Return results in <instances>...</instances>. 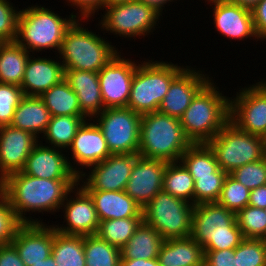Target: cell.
Listing matches in <instances>:
<instances>
[{
  "label": "cell",
  "mask_w": 266,
  "mask_h": 266,
  "mask_svg": "<svg viewBox=\"0 0 266 266\" xmlns=\"http://www.w3.org/2000/svg\"><path fill=\"white\" fill-rule=\"evenodd\" d=\"M207 144L213 150L219 168L228 174L266 156L263 137L241 131L231 121Z\"/></svg>",
  "instance_id": "ba28073f"
},
{
  "label": "cell",
  "mask_w": 266,
  "mask_h": 266,
  "mask_svg": "<svg viewBox=\"0 0 266 266\" xmlns=\"http://www.w3.org/2000/svg\"><path fill=\"white\" fill-rule=\"evenodd\" d=\"M252 19L258 40L266 41V0H261L252 10Z\"/></svg>",
  "instance_id": "7dc6e473"
},
{
  "label": "cell",
  "mask_w": 266,
  "mask_h": 266,
  "mask_svg": "<svg viewBox=\"0 0 266 266\" xmlns=\"http://www.w3.org/2000/svg\"><path fill=\"white\" fill-rule=\"evenodd\" d=\"M98 27L103 33H113L128 38L147 36L156 30L162 16L153 7L134 0L104 7Z\"/></svg>",
  "instance_id": "30bf717a"
},
{
  "label": "cell",
  "mask_w": 266,
  "mask_h": 266,
  "mask_svg": "<svg viewBox=\"0 0 266 266\" xmlns=\"http://www.w3.org/2000/svg\"><path fill=\"white\" fill-rule=\"evenodd\" d=\"M122 57V58H121ZM138 64L119 51L99 72V85L104 108L127 107L132 79Z\"/></svg>",
  "instance_id": "5bb4252c"
},
{
  "label": "cell",
  "mask_w": 266,
  "mask_h": 266,
  "mask_svg": "<svg viewBox=\"0 0 266 266\" xmlns=\"http://www.w3.org/2000/svg\"><path fill=\"white\" fill-rule=\"evenodd\" d=\"M160 266H204L203 247L190 236L162 242L157 256Z\"/></svg>",
  "instance_id": "484cf974"
},
{
  "label": "cell",
  "mask_w": 266,
  "mask_h": 266,
  "mask_svg": "<svg viewBox=\"0 0 266 266\" xmlns=\"http://www.w3.org/2000/svg\"><path fill=\"white\" fill-rule=\"evenodd\" d=\"M40 98L50 111L51 116H85L80 109L76 93L65 79L45 91Z\"/></svg>",
  "instance_id": "1f68e13d"
},
{
  "label": "cell",
  "mask_w": 266,
  "mask_h": 266,
  "mask_svg": "<svg viewBox=\"0 0 266 266\" xmlns=\"http://www.w3.org/2000/svg\"><path fill=\"white\" fill-rule=\"evenodd\" d=\"M0 266H25L12 243L0 246Z\"/></svg>",
  "instance_id": "c3c4849f"
},
{
  "label": "cell",
  "mask_w": 266,
  "mask_h": 266,
  "mask_svg": "<svg viewBox=\"0 0 266 266\" xmlns=\"http://www.w3.org/2000/svg\"><path fill=\"white\" fill-rule=\"evenodd\" d=\"M128 1H134V0H104V7H108L110 5L119 4V3H126Z\"/></svg>",
  "instance_id": "11a10c76"
},
{
  "label": "cell",
  "mask_w": 266,
  "mask_h": 266,
  "mask_svg": "<svg viewBox=\"0 0 266 266\" xmlns=\"http://www.w3.org/2000/svg\"><path fill=\"white\" fill-rule=\"evenodd\" d=\"M94 202L99 221L143 218L142 208L123 191L85 190Z\"/></svg>",
  "instance_id": "d4e9b609"
},
{
  "label": "cell",
  "mask_w": 266,
  "mask_h": 266,
  "mask_svg": "<svg viewBox=\"0 0 266 266\" xmlns=\"http://www.w3.org/2000/svg\"><path fill=\"white\" fill-rule=\"evenodd\" d=\"M68 5L75 7V10L79 9V12L74 13L78 18H85L88 22L91 17L95 16V13L99 10L104 11V0H66ZM79 13V14H78ZM80 15V16H79Z\"/></svg>",
  "instance_id": "bcb514c9"
},
{
  "label": "cell",
  "mask_w": 266,
  "mask_h": 266,
  "mask_svg": "<svg viewBox=\"0 0 266 266\" xmlns=\"http://www.w3.org/2000/svg\"><path fill=\"white\" fill-rule=\"evenodd\" d=\"M167 161L138 156L124 191L143 208L161 190Z\"/></svg>",
  "instance_id": "ac0fdd59"
},
{
  "label": "cell",
  "mask_w": 266,
  "mask_h": 266,
  "mask_svg": "<svg viewBox=\"0 0 266 266\" xmlns=\"http://www.w3.org/2000/svg\"><path fill=\"white\" fill-rule=\"evenodd\" d=\"M86 266H120V249L97 234L84 236Z\"/></svg>",
  "instance_id": "e575fe53"
},
{
  "label": "cell",
  "mask_w": 266,
  "mask_h": 266,
  "mask_svg": "<svg viewBox=\"0 0 266 266\" xmlns=\"http://www.w3.org/2000/svg\"><path fill=\"white\" fill-rule=\"evenodd\" d=\"M162 190L194 205V179L181 161L167 163Z\"/></svg>",
  "instance_id": "d6a6232c"
},
{
  "label": "cell",
  "mask_w": 266,
  "mask_h": 266,
  "mask_svg": "<svg viewBox=\"0 0 266 266\" xmlns=\"http://www.w3.org/2000/svg\"><path fill=\"white\" fill-rule=\"evenodd\" d=\"M213 6V23L215 31L229 39H253L258 41L253 26L251 10L237 4L224 1L210 4ZM252 37V38H251Z\"/></svg>",
  "instance_id": "7402d4cb"
},
{
  "label": "cell",
  "mask_w": 266,
  "mask_h": 266,
  "mask_svg": "<svg viewBox=\"0 0 266 266\" xmlns=\"http://www.w3.org/2000/svg\"><path fill=\"white\" fill-rule=\"evenodd\" d=\"M63 152L66 151L43 145V142L39 141L26 159L21 172L45 179H79Z\"/></svg>",
  "instance_id": "44dd1931"
},
{
  "label": "cell",
  "mask_w": 266,
  "mask_h": 266,
  "mask_svg": "<svg viewBox=\"0 0 266 266\" xmlns=\"http://www.w3.org/2000/svg\"><path fill=\"white\" fill-rule=\"evenodd\" d=\"M120 266H160L158 259H121Z\"/></svg>",
  "instance_id": "f907efd6"
},
{
  "label": "cell",
  "mask_w": 266,
  "mask_h": 266,
  "mask_svg": "<svg viewBox=\"0 0 266 266\" xmlns=\"http://www.w3.org/2000/svg\"><path fill=\"white\" fill-rule=\"evenodd\" d=\"M204 266H237L234 249L203 250Z\"/></svg>",
  "instance_id": "f6af8a7d"
},
{
  "label": "cell",
  "mask_w": 266,
  "mask_h": 266,
  "mask_svg": "<svg viewBox=\"0 0 266 266\" xmlns=\"http://www.w3.org/2000/svg\"><path fill=\"white\" fill-rule=\"evenodd\" d=\"M91 121L92 119H88L82 123L77 130L71 146L68 148L69 151H66L68 154L71 151L72 158L68 156V161L71 169L78 176L84 172V168L86 169L92 165L98 164L111 155L102 130L96 122L94 123V120L93 122Z\"/></svg>",
  "instance_id": "2e32d148"
},
{
  "label": "cell",
  "mask_w": 266,
  "mask_h": 266,
  "mask_svg": "<svg viewBox=\"0 0 266 266\" xmlns=\"http://www.w3.org/2000/svg\"><path fill=\"white\" fill-rule=\"evenodd\" d=\"M261 0H228V2L237 4L241 7L252 10Z\"/></svg>",
  "instance_id": "f5cc1de1"
},
{
  "label": "cell",
  "mask_w": 266,
  "mask_h": 266,
  "mask_svg": "<svg viewBox=\"0 0 266 266\" xmlns=\"http://www.w3.org/2000/svg\"><path fill=\"white\" fill-rule=\"evenodd\" d=\"M51 255L57 266H86L84 236L63 234L54 229Z\"/></svg>",
  "instance_id": "f546056e"
},
{
  "label": "cell",
  "mask_w": 266,
  "mask_h": 266,
  "mask_svg": "<svg viewBox=\"0 0 266 266\" xmlns=\"http://www.w3.org/2000/svg\"><path fill=\"white\" fill-rule=\"evenodd\" d=\"M138 1H141L144 4L153 7L161 15L163 13V9L165 8V4L167 5V3L174 2V0H138Z\"/></svg>",
  "instance_id": "816d5d0a"
},
{
  "label": "cell",
  "mask_w": 266,
  "mask_h": 266,
  "mask_svg": "<svg viewBox=\"0 0 266 266\" xmlns=\"http://www.w3.org/2000/svg\"><path fill=\"white\" fill-rule=\"evenodd\" d=\"M42 57L37 56L36 58L34 55H30L27 60L24 78L20 86L25 96L40 97L45 91L64 79V68L61 61Z\"/></svg>",
  "instance_id": "603a6c76"
},
{
  "label": "cell",
  "mask_w": 266,
  "mask_h": 266,
  "mask_svg": "<svg viewBox=\"0 0 266 266\" xmlns=\"http://www.w3.org/2000/svg\"><path fill=\"white\" fill-rule=\"evenodd\" d=\"M141 116L128 107H118L106 108L94 117L111 154H138Z\"/></svg>",
  "instance_id": "8fae6325"
},
{
  "label": "cell",
  "mask_w": 266,
  "mask_h": 266,
  "mask_svg": "<svg viewBox=\"0 0 266 266\" xmlns=\"http://www.w3.org/2000/svg\"><path fill=\"white\" fill-rule=\"evenodd\" d=\"M31 53L16 41L0 46V83L21 86Z\"/></svg>",
  "instance_id": "f1b7e54d"
},
{
  "label": "cell",
  "mask_w": 266,
  "mask_h": 266,
  "mask_svg": "<svg viewBox=\"0 0 266 266\" xmlns=\"http://www.w3.org/2000/svg\"><path fill=\"white\" fill-rule=\"evenodd\" d=\"M233 98V99H232ZM230 121L241 131L264 137L266 134V83L245 86L230 97Z\"/></svg>",
  "instance_id": "7c38bea8"
},
{
  "label": "cell",
  "mask_w": 266,
  "mask_h": 266,
  "mask_svg": "<svg viewBox=\"0 0 266 266\" xmlns=\"http://www.w3.org/2000/svg\"><path fill=\"white\" fill-rule=\"evenodd\" d=\"M78 184V179H45L29 176L21 171L7 175L0 181V191L22 223H44L27 213L60 212L66 195ZM30 218V219H29Z\"/></svg>",
  "instance_id": "6da1fadb"
},
{
  "label": "cell",
  "mask_w": 266,
  "mask_h": 266,
  "mask_svg": "<svg viewBox=\"0 0 266 266\" xmlns=\"http://www.w3.org/2000/svg\"><path fill=\"white\" fill-rule=\"evenodd\" d=\"M24 96L20 86L0 83V126L10 125L15 109Z\"/></svg>",
  "instance_id": "b9f144b4"
},
{
  "label": "cell",
  "mask_w": 266,
  "mask_h": 266,
  "mask_svg": "<svg viewBox=\"0 0 266 266\" xmlns=\"http://www.w3.org/2000/svg\"><path fill=\"white\" fill-rule=\"evenodd\" d=\"M82 20L77 18L65 32L58 58L64 69L99 72L119 51L99 33L82 27Z\"/></svg>",
  "instance_id": "5b68a950"
},
{
  "label": "cell",
  "mask_w": 266,
  "mask_h": 266,
  "mask_svg": "<svg viewBox=\"0 0 266 266\" xmlns=\"http://www.w3.org/2000/svg\"><path fill=\"white\" fill-rule=\"evenodd\" d=\"M85 120H88L86 116H52L42 135L43 139L46 140L45 142L49 146L68 151L77 130Z\"/></svg>",
  "instance_id": "4dcf8cb0"
},
{
  "label": "cell",
  "mask_w": 266,
  "mask_h": 266,
  "mask_svg": "<svg viewBox=\"0 0 266 266\" xmlns=\"http://www.w3.org/2000/svg\"><path fill=\"white\" fill-rule=\"evenodd\" d=\"M60 209L64 213L63 219H65L64 222L66 224L60 226L59 224H52L56 231L78 236L97 233L100 221L94 207V202L80 185L77 184L76 187L74 186L68 192Z\"/></svg>",
  "instance_id": "9a60e30c"
},
{
  "label": "cell",
  "mask_w": 266,
  "mask_h": 266,
  "mask_svg": "<svg viewBox=\"0 0 266 266\" xmlns=\"http://www.w3.org/2000/svg\"><path fill=\"white\" fill-rule=\"evenodd\" d=\"M186 66L171 82L158 112L180 118L195 95L212 79L204 70Z\"/></svg>",
  "instance_id": "e0dca14e"
},
{
  "label": "cell",
  "mask_w": 266,
  "mask_h": 266,
  "mask_svg": "<svg viewBox=\"0 0 266 266\" xmlns=\"http://www.w3.org/2000/svg\"><path fill=\"white\" fill-rule=\"evenodd\" d=\"M51 117L50 111L40 97L24 96L15 109L10 125L31 132L40 139L39 134H44Z\"/></svg>",
  "instance_id": "4316f807"
},
{
  "label": "cell",
  "mask_w": 266,
  "mask_h": 266,
  "mask_svg": "<svg viewBox=\"0 0 266 266\" xmlns=\"http://www.w3.org/2000/svg\"><path fill=\"white\" fill-rule=\"evenodd\" d=\"M249 197L250 190L228 174L224 180L222 192L217 202L237 214L249 205Z\"/></svg>",
  "instance_id": "74e56055"
},
{
  "label": "cell",
  "mask_w": 266,
  "mask_h": 266,
  "mask_svg": "<svg viewBox=\"0 0 266 266\" xmlns=\"http://www.w3.org/2000/svg\"><path fill=\"white\" fill-rule=\"evenodd\" d=\"M211 79L179 118L192 144L208 143L230 121V97Z\"/></svg>",
  "instance_id": "7a4b0ae2"
},
{
  "label": "cell",
  "mask_w": 266,
  "mask_h": 266,
  "mask_svg": "<svg viewBox=\"0 0 266 266\" xmlns=\"http://www.w3.org/2000/svg\"><path fill=\"white\" fill-rule=\"evenodd\" d=\"M249 205L265 209L266 207V185L250 190Z\"/></svg>",
  "instance_id": "681fc988"
},
{
  "label": "cell",
  "mask_w": 266,
  "mask_h": 266,
  "mask_svg": "<svg viewBox=\"0 0 266 266\" xmlns=\"http://www.w3.org/2000/svg\"><path fill=\"white\" fill-rule=\"evenodd\" d=\"M39 140L31 132L11 125L0 126V181L24 168L26 159Z\"/></svg>",
  "instance_id": "d6986e66"
},
{
  "label": "cell",
  "mask_w": 266,
  "mask_h": 266,
  "mask_svg": "<svg viewBox=\"0 0 266 266\" xmlns=\"http://www.w3.org/2000/svg\"><path fill=\"white\" fill-rule=\"evenodd\" d=\"M21 224L10 207L7 197L0 191V246L11 243Z\"/></svg>",
  "instance_id": "ee69618b"
},
{
  "label": "cell",
  "mask_w": 266,
  "mask_h": 266,
  "mask_svg": "<svg viewBox=\"0 0 266 266\" xmlns=\"http://www.w3.org/2000/svg\"><path fill=\"white\" fill-rule=\"evenodd\" d=\"M230 175L249 190L266 185V156L235 169Z\"/></svg>",
  "instance_id": "60d3db41"
},
{
  "label": "cell",
  "mask_w": 266,
  "mask_h": 266,
  "mask_svg": "<svg viewBox=\"0 0 266 266\" xmlns=\"http://www.w3.org/2000/svg\"><path fill=\"white\" fill-rule=\"evenodd\" d=\"M33 266H57V265L52 255H50L47 259L41 260V262L33 264Z\"/></svg>",
  "instance_id": "db71d44e"
},
{
  "label": "cell",
  "mask_w": 266,
  "mask_h": 266,
  "mask_svg": "<svg viewBox=\"0 0 266 266\" xmlns=\"http://www.w3.org/2000/svg\"><path fill=\"white\" fill-rule=\"evenodd\" d=\"M194 205L161 190L142 208L143 221L164 240L184 238L191 234Z\"/></svg>",
  "instance_id": "9c48e42d"
},
{
  "label": "cell",
  "mask_w": 266,
  "mask_h": 266,
  "mask_svg": "<svg viewBox=\"0 0 266 266\" xmlns=\"http://www.w3.org/2000/svg\"><path fill=\"white\" fill-rule=\"evenodd\" d=\"M54 227L46 223L21 224L11 241L25 266L47 259L52 254Z\"/></svg>",
  "instance_id": "ffe728a7"
},
{
  "label": "cell",
  "mask_w": 266,
  "mask_h": 266,
  "mask_svg": "<svg viewBox=\"0 0 266 266\" xmlns=\"http://www.w3.org/2000/svg\"><path fill=\"white\" fill-rule=\"evenodd\" d=\"M16 8L10 0H0V39L4 42L16 40L20 12Z\"/></svg>",
  "instance_id": "7bdbcfd3"
},
{
  "label": "cell",
  "mask_w": 266,
  "mask_h": 266,
  "mask_svg": "<svg viewBox=\"0 0 266 266\" xmlns=\"http://www.w3.org/2000/svg\"><path fill=\"white\" fill-rule=\"evenodd\" d=\"M236 220L244 238L266 240V213L264 209L248 205L236 214Z\"/></svg>",
  "instance_id": "8d00e7d4"
},
{
  "label": "cell",
  "mask_w": 266,
  "mask_h": 266,
  "mask_svg": "<svg viewBox=\"0 0 266 266\" xmlns=\"http://www.w3.org/2000/svg\"><path fill=\"white\" fill-rule=\"evenodd\" d=\"M143 218H123L100 221L97 235L109 244L122 249Z\"/></svg>",
  "instance_id": "d590c367"
},
{
  "label": "cell",
  "mask_w": 266,
  "mask_h": 266,
  "mask_svg": "<svg viewBox=\"0 0 266 266\" xmlns=\"http://www.w3.org/2000/svg\"><path fill=\"white\" fill-rule=\"evenodd\" d=\"M3 43H4V41L0 39V46H1Z\"/></svg>",
  "instance_id": "680465c9"
},
{
  "label": "cell",
  "mask_w": 266,
  "mask_h": 266,
  "mask_svg": "<svg viewBox=\"0 0 266 266\" xmlns=\"http://www.w3.org/2000/svg\"><path fill=\"white\" fill-rule=\"evenodd\" d=\"M190 237L203 250L234 249L244 239L236 214L218 202L194 205Z\"/></svg>",
  "instance_id": "8992f818"
},
{
  "label": "cell",
  "mask_w": 266,
  "mask_h": 266,
  "mask_svg": "<svg viewBox=\"0 0 266 266\" xmlns=\"http://www.w3.org/2000/svg\"><path fill=\"white\" fill-rule=\"evenodd\" d=\"M137 63L127 107L141 115L157 112L171 82L186 66L152 59Z\"/></svg>",
  "instance_id": "52a82bcc"
},
{
  "label": "cell",
  "mask_w": 266,
  "mask_h": 266,
  "mask_svg": "<svg viewBox=\"0 0 266 266\" xmlns=\"http://www.w3.org/2000/svg\"><path fill=\"white\" fill-rule=\"evenodd\" d=\"M73 13L68 15L69 18H63L51 8L41 5L20 9L15 41L32 54L47 49L59 52L65 32L78 18Z\"/></svg>",
  "instance_id": "277c9868"
},
{
  "label": "cell",
  "mask_w": 266,
  "mask_h": 266,
  "mask_svg": "<svg viewBox=\"0 0 266 266\" xmlns=\"http://www.w3.org/2000/svg\"><path fill=\"white\" fill-rule=\"evenodd\" d=\"M191 145L179 118L158 111L141 116L139 156L176 162Z\"/></svg>",
  "instance_id": "3957f363"
},
{
  "label": "cell",
  "mask_w": 266,
  "mask_h": 266,
  "mask_svg": "<svg viewBox=\"0 0 266 266\" xmlns=\"http://www.w3.org/2000/svg\"><path fill=\"white\" fill-rule=\"evenodd\" d=\"M227 175L228 173L220 168L217 172L212 173V176L198 177L194 181V205L217 202Z\"/></svg>",
  "instance_id": "f35d334b"
},
{
  "label": "cell",
  "mask_w": 266,
  "mask_h": 266,
  "mask_svg": "<svg viewBox=\"0 0 266 266\" xmlns=\"http://www.w3.org/2000/svg\"><path fill=\"white\" fill-rule=\"evenodd\" d=\"M263 141H264V145H265V147H266V134H265L264 137H263Z\"/></svg>",
  "instance_id": "6f0895ef"
},
{
  "label": "cell",
  "mask_w": 266,
  "mask_h": 266,
  "mask_svg": "<svg viewBox=\"0 0 266 266\" xmlns=\"http://www.w3.org/2000/svg\"><path fill=\"white\" fill-rule=\"evenodd\" d=\"M138 156L111 154L104 161L90 166L89 175L86 172L81 173L78 176V185L84 190L123 191Z\"/></svg>",
  "instance_id": "4fadbf2b"
},
{
  "label": "cell",
  "mask_w": 266,
  "mask_h": 266,
  "mask_svg": "<svg viewBox=\"0 0 266 266\" xmlns=\"http://www.w3.org/2000/svg\"><path fill=\"white\" fill-rule=\"evenodd\" d=\"M64 79L76 93L80 109L87 118L93 119L105 109L98 72L64 69Z\"/></svg>",
  "instance_id": "cb8c5ba5"
},
{
  "label": "cell",
  "mask_w": 266,
  "mask_h": 266,
  "mask_svg": "<svg viewBox=\"0 0 266 266\" xmlns=\"http://www.w3.org/2000/svg\"><path fill=\"white\" fill-rule=\"evenodd\" d=\"M224 1H228V0H206L205 3L207 2L208 4H210V3L224 2Z\"/></svg>",
  "instance_id": "9f6ffc18"
},
{
  "label": "cell",
  "mask_w": 266,
  "mask_h": 266,
  "mask_svg": "<svg viewBox=\"0 0 266 266\" xmlns=\"http://www.w3.org/2000/svg\"><path fill=\"white\" fill-rule=\"evenodd\" d=\"M164 239L144 221L136 228L128 243L120 249L121 259H154Z\"/></svg>",
  "instance_id": "83f0119b"
},
{
  "label": "cell",
  "mask_w": 266,
  "mask_h": 266,
  "mask_svg": "<svg viewBox=\"0 0 266 266\" xmlns=\"http://www.w3.org/2000/svg\"><path fill=\"white\" fill-rule=\"evenodd\" d=\"M261 82H264V83H266V80H265V79H261Z\"/></svg>",
  "instance_id": "91938a15"
},
{
  "label": "cell",
  "mask_w": 266,
  "mask_h": 266,
  "mask_svg": "<svg viewBox=\"0 0 266 266\" xmlns=\"http://www.w3.org/2000/svg\"><path fill=\"white\" fill-rule=\"evenodd\" d=\"M237 266H266V240L244 238L235 248Z\"/></svg>",
  "instance_id": "ab89813d"
},
{
  "label": "cell",
  "mask_w": 266,
  "mask_h": 266,
  "mask_svg": "<svg viewBox=\"0 0 266 266\" xmlns=\"http://www.w3.org/2000/svg\"><path fill=\"white\" fill-rule=\"evenodd\" d=\"M180 161L194 181L198 177L212 176V173L220 169L215 154L207 143L192 144L182 154Z\"/></svg>",
  "instance_id": "836d02e7"
}]
</instances>
